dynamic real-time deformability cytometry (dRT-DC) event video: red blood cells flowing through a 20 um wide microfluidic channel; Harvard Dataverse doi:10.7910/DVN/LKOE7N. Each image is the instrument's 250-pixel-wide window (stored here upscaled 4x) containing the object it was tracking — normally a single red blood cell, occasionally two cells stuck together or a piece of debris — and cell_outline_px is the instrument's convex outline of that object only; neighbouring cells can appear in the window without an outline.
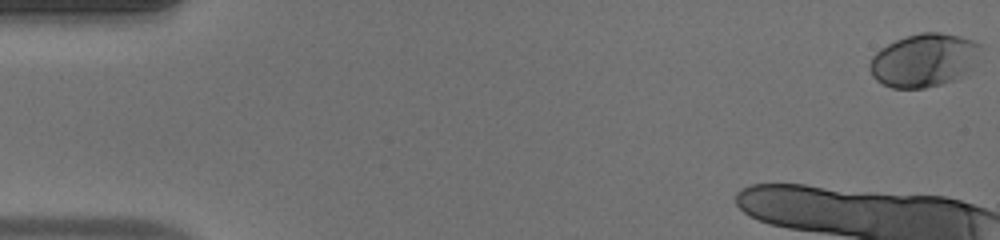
{"species": "human", "species_latin": "Homo sapiens", "temperature_condition": "warm", "stored_images_in_passage": 13, "camera_frame_rate_fps": 3000, "um_per_image_px": 0.085, "donor": {"sex": "male"}, "frame": {"image": 1, "passage_image": 1, "time_ms": 0.0, "image_size_px": [1000, 240], "cell_outline_px": [[984, 48], [972, 68], [956, 80], [924, 88], [892, 88], [876, 80], [872, 76], [868, 68], [868, 64], [872, 56], [880, 48], [896, 40], [920, 32], [940, 32], [960, 36], [972, 40], [980, 44]], "centroid_in_image_um": [78.55, 5.11], "position_along_channel_um": 6.4, "area_um2": 34.74}}